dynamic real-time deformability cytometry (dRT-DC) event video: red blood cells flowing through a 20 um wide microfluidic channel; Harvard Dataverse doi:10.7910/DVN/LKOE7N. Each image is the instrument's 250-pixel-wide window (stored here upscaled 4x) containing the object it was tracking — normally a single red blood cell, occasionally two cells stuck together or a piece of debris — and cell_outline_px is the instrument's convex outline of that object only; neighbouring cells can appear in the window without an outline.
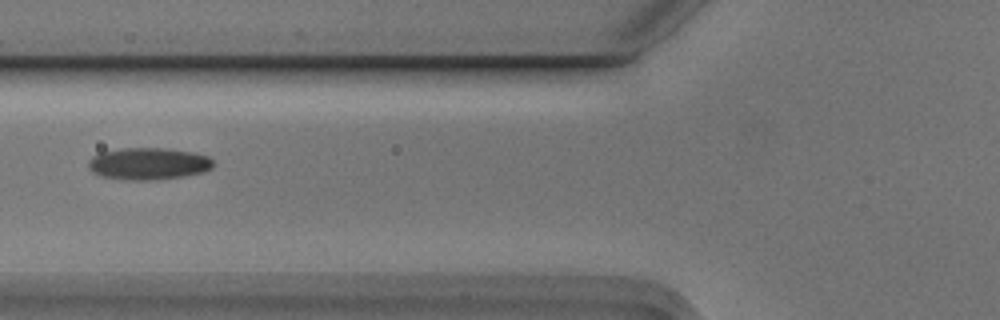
{"species": "Egyptian fruit bat (a non-hibernating species)", "species_latin": "Rousettus aegyptiacus", "temperature_condition": "cold", "stored_images_in_passage": 4, "camera_frame_rate_fps": 3000, "um_per_image_px": 0.085, "animal": {"sex": "male"}, "frame": {"image": 1, "passage_image": 4, "time_ms": 1.0, "image_size_px": [1000, 320], "cell_outline_px": [[212, 168], [204, 172], [184, 176], [152, 180], [124, 180], [100, 176], [92, 172], [88, 168], [88, 160], [92, 156], [100, 152], [124, 148], [168, 148], [192, 152], [208, 156], [212, 160]], "centroid_in_image_um": [12.58, 13.91], "position_along_channel_um": 113.2, "area_um2": 23.47}}